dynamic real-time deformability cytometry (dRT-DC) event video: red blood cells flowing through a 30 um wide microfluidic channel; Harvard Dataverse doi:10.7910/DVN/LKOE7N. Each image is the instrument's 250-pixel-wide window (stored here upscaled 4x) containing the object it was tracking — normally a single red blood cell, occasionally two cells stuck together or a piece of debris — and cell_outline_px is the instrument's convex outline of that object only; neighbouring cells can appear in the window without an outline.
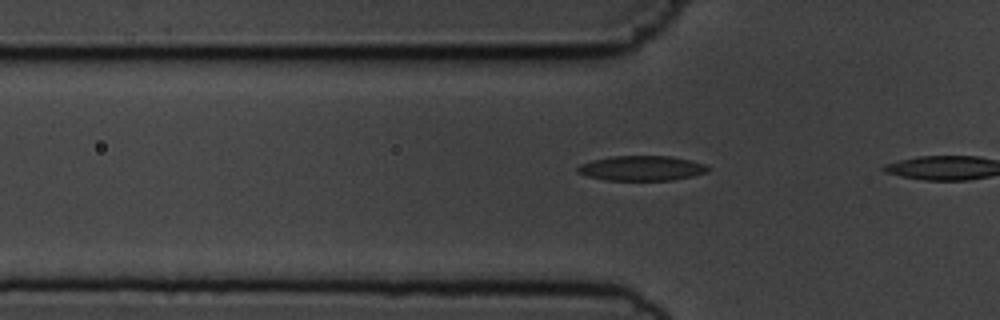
{"species": "common noctule bat (a hibernating species)", "species_latin": "Nyctalus noctula", "temperature_condition": "cold", "stored_images_in_passage": 7, "camera_frame_rate_fps": 3000, "um_per_image_px": 0.085, "animal": {"sex": "male", "body_mass_g": 19.5, "forearm_length_mm": 54.6}, "frame": {"image": 1, "passage_image": 6, "time_ms": 1.667, "image_size_px": [1000, 320], "cell_outline_px": [[712, 168], [708, 172], [692, 176], [672, 180], [608, 180], [588, 176], [576, 172], [576, 168], [580, 164], [592, 160], [612, 156], [672, 156], [704, 164]], "centroid_in_image_um": [54.54, 14.3], "position_along_channel_um": 71.3, "area_um2": 18.9}}